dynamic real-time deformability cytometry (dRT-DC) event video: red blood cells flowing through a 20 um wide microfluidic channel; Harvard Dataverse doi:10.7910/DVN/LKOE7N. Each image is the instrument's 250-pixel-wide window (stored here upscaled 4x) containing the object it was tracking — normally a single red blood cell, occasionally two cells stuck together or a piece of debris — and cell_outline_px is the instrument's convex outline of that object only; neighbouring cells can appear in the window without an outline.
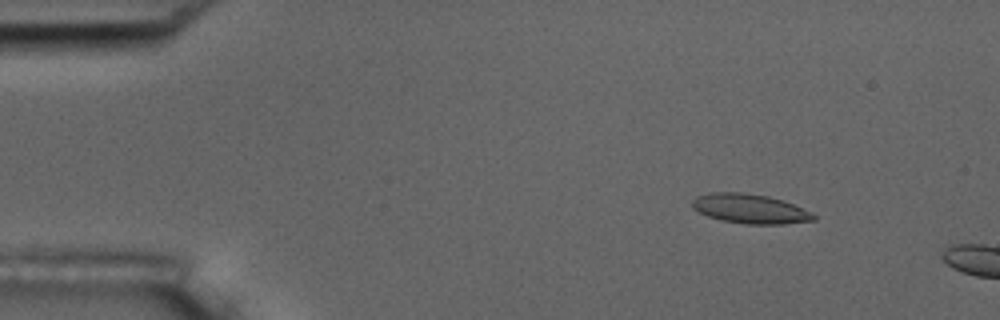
{"species": "common noctule bat (a hibernating species)", "species_latin": "Nyctalus noctula", "temperature_condition": "room temperature", "stored_images_in_passage": 4, "camera_frame_rate_fps": 3000, "um_per_image_px": 0.085, "animal": {"sex": "male", "body_mass_g": 17.5, "forearm_length_mm": 52.3}, "frame": {"image": 1, "passage_image": 3, "time_ms": 2.0, "image_size_px": [1000, 320], "cell_outline_px": [[816, 220], [784, 224], [744, 224], [720, 220], [708, 216], [692, 208], [692, 200], [696, 196], [712, 192], [740, 192], [768, 196], [792, 204], [816, 216]], "centroid_in_image_um": [63.7, 17.75], "position_along_channel_um": 21.3, "area_um2": 20.63}}